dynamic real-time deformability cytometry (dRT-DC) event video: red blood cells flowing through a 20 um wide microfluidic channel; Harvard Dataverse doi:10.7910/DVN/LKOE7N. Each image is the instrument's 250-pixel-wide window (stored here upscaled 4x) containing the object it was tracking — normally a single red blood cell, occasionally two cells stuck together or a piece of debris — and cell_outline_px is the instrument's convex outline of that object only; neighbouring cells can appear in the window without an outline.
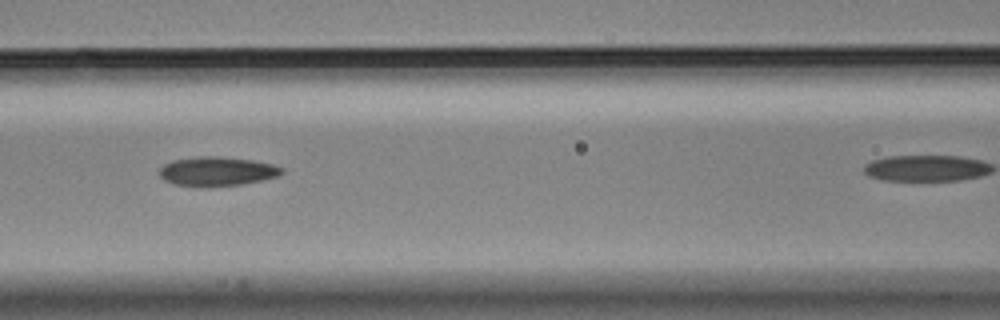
{"species": "Egyptian fruit bat (a non-hibernating species)", "species_latin": "Rousettus aegyptiacus", "temperature_condition": "cold", "stored_images_in_passage": 9, "segment_of_instrument_passage": [1, 2], "camera_frame_rate_fps": 3000, "um_per_image_px": 0.085, "animal": {"sex": "male"}, "frame": {"image": 1, "passage_image": 4, "time_ms": 1.0, "image_size_px": [1000, 320], "cell_outline_px": [[284, 172], [280, 176], [264, 180], [244, 184], [208, 188], [196, 188], [172, 184], [164, 180], [160, 176], [160, 168], [164, 164], [172, 160], [200, 156], [216, 156], [252, 160], [272, 164], [284, 168]], "centroid_in_image_um": [18.45, 14.6], "position_along_channel_um": 148.2, "area_um2": 21.44}}
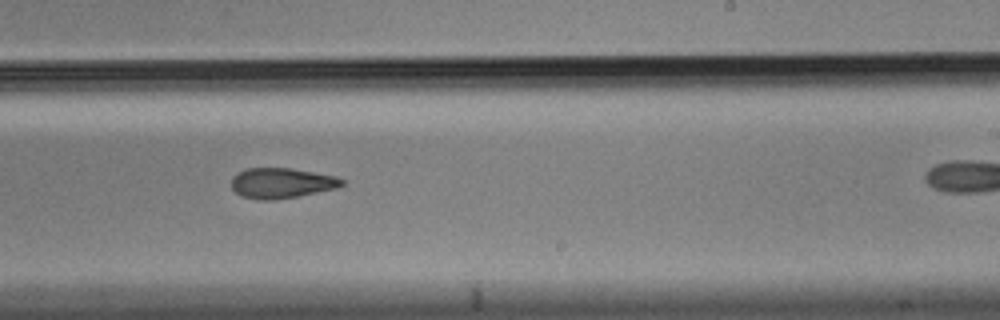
{"frame": {"image": 2, "passage_image": 7, "time_ms": 2.0, "image_size_px": [1000, 320], "cell_outline_px": [[344, 184], [336, 188], [296, 196], [272, 200], [256, 200], [244, 196], [236, 192], [232, 188], [232, 176], [248, 168], [288, 168], [336, 176], [344, 180]], "centroid_in_image_um": [23.92, 15.56], "position_along_channel_um": 265.1, "area_um2": 19.19}}
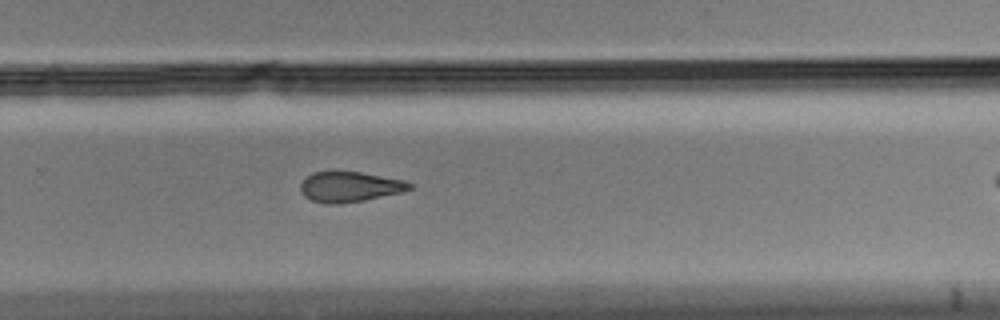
{"frame": {"image": 3, "passage_image": 8, "time_ms": 2.333, "image_size_px": [1000, 320], "cell_outline_px": [[412, 188], [400, 192], [364, 200], [340, 204], [328, 204], [312, 200], [304, 196], [300, 192], [300, 184], [312, 172], [360, 172], [404, 180], [412, 184]], "centroid_in_image_um": [29.7, 15.88], "position_along_channel_um": 300.1, "area_um2": 19.02}}